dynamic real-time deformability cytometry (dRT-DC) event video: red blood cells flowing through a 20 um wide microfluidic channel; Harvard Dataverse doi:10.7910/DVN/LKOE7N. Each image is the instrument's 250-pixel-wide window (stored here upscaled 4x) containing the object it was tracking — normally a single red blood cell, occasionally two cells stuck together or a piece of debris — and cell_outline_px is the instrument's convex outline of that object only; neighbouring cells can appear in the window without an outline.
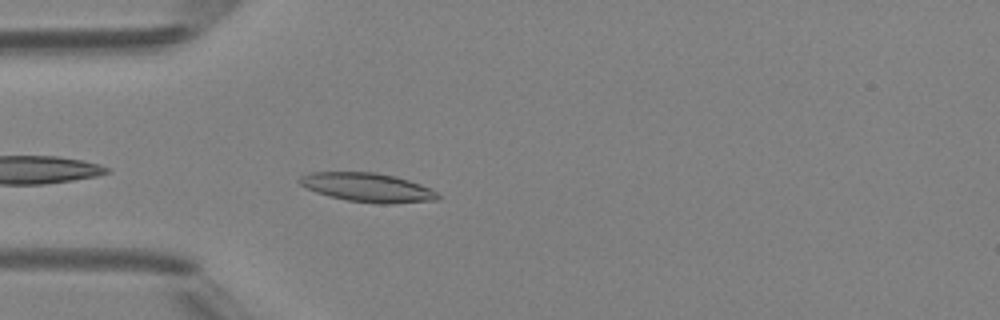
{"species": "Egyptian fruit bat (a non-hibernating species)", "species_latin": "Rousettus aegyptiacus", "temperature_condition": "room temperature", "stored_images_in_passage": 32, "camera_frame_rate_fps": 3000, "um_per_image_px": 0.085, "animal": {"sex": "female"}, "frame": {"image": 1, "passage_image": 2, "time_ms": 0.333, "image_size_px": [1000, 320], "cell_outline_px": [[440, 200], [392, 204], [376, 204], [348, 200], [328, 196], [316, 192], [300, 184], [296, 180], [300, 176], [312, 172], [376, 172], [396, 176], [420, 184], [436, 192], [440, 196]], "centroid_in_image_um": [31.25, 15.94], "position_along_channel_um": 53.8, "area_um2": 23.47}}
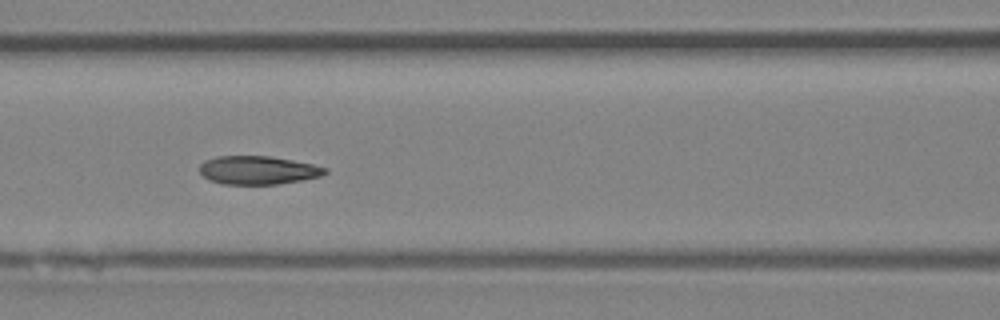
{"frame": {"image": 2, "passage_image": 9, "time_ms": 2.667, "image_size_px": [1000, 320], "cell_outline_px": [[328, 172], [320, 176], [300, 180], [276, 184], [224, 184], [208, 180], [200, 172], [200, 164], [204, 160], [216, 156], [268, 156], [292, 160], [312, 164], [328, 168]], "centroid_in_image_um": [21.9, 14.46], "position_along_channel_um": 144.7, "area_um2": 20.69}}
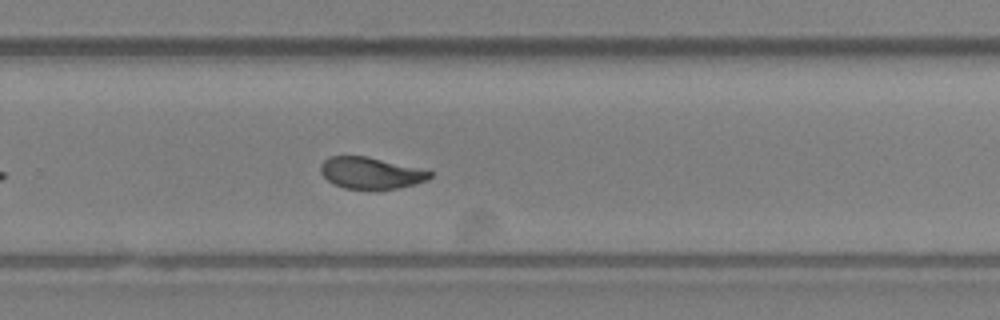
{"frame": {"image": 3, "passage_image": 20, "time_ms": 6.333, "image_size_px": [1000, 320], "cell_outline_px": [[432, 176], [428, 180], [416, 184], [400, 188], [344, 188], [332, 184], [320, 172], [320, 164], [328, 156], [368, 156], [420, 168], [432, 172]], "centroid_in_image_um": [31.51, 14.69], "position_along_channel_um": 298.3, "area_um2": 20.11}, "authors_computed_cell_mechanics": {"area_um2": 20.7502, "velocity_mm_per_s": 4.2177, "shape_relaxation_time_tau1_ms": 6.4587, "shape_relaxation_time_tau2_ms": 1.4546, "deformation_change_tau1": 0.1889, "deformation_change_tau2": 0.0666}}